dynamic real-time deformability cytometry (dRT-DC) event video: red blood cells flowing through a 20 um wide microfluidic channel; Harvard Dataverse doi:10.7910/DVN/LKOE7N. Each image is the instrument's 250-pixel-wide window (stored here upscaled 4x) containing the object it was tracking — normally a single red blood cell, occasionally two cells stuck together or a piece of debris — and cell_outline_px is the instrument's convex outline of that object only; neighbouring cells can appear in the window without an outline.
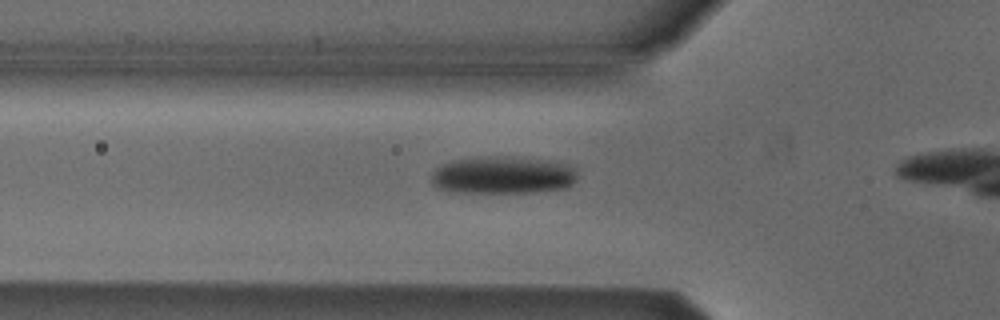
{"species": "Egyptian fruit bat (a non-hibernating species)", "species_latin": "Rousettus aegyptiacus", "temperature_condition": "cold", "stored_images_in_passage": 20, "camera_frame_rate_fps": 3000, "um_per_image_px": 0.085, "animal": {"sex": "male"}, "frame": {"image": 1, "passage_image": 2, "time_ms": 0.333, "image_size_px": [1000, 320], "cell_outline_px": [[576, 180], [572, 184], [564, 188], [532, 192], [448, 192], [432, 184], [432, 172], [436, 168], [452, 160], [484, 156], [508, 156], [552, 160], [568, 164], [576, 172]], "centroid_in_image_um": [42.74, 14.87], "position_along_channel_um": 83.1, "area_um2": 32.08}}
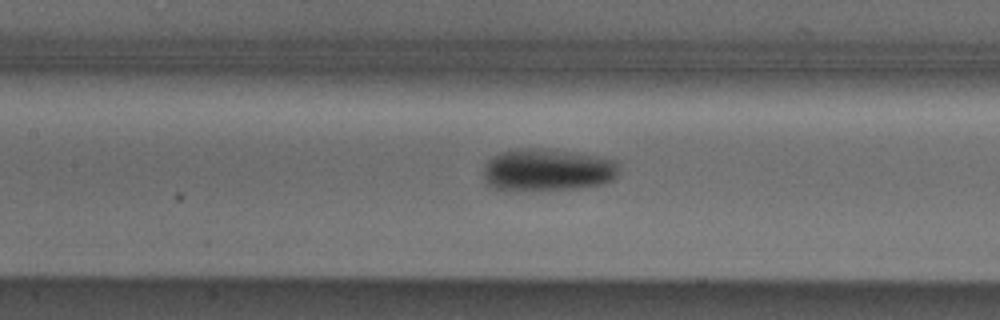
{"frame": {"image": 2, "passage_image": 8, "time_ms": 2.333, "image_size_px": [1000, 320], "cell_outline_px": [[620, 172], [612, 180], [604, 184], [580, 188], [520, 192], [504, 192], [492, 188], [488, 184], [484, 176], [484, 164], [492, 156], [500, 152], [520, 148], [536, 148], [572, 152], [620, 160]], "centroid_in_image_um": [46.53, 14.48], "position_along_channel_um": 160.9, "area_um2": 34.51}}
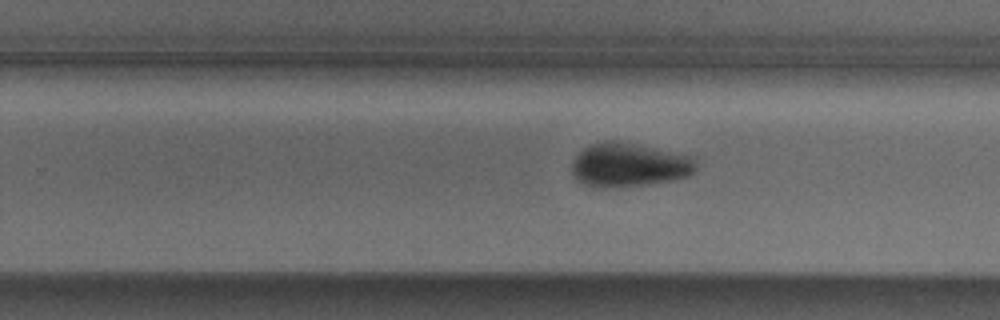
{"frame": {"image": 3, "passage_image": 17, "time_ms": 5.333, "image_size_px": [1000, 320], "cell_outline_px": [[696, 168], [688, 176], [668, 180], [644, 184], [596, 188], [584, 184], [572, 172], [572, 160], [588, 144], [604, 140], [612, 140], [696, 156]], "centroid_in_image_um": [53.46, 13.99], "position_along_channel_um": 276.3, "area_um2": 31.39}}